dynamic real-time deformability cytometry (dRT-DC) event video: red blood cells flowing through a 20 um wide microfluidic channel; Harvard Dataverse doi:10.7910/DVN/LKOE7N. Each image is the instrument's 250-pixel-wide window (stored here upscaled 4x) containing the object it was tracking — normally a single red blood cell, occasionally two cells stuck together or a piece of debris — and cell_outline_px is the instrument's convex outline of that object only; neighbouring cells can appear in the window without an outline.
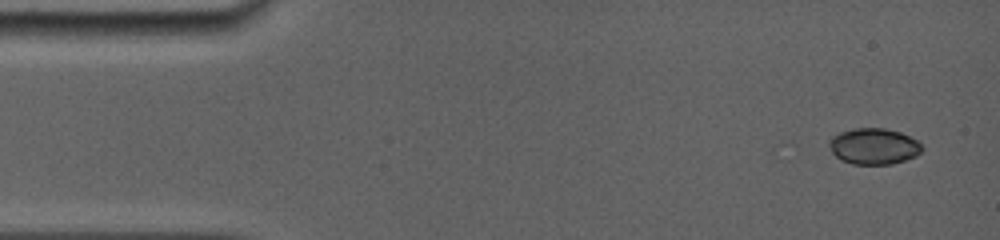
{"species": "common noctule bat (a hibernating species)", "species_latin": "Nyctalus noctula", "temperature_condition": "room temperature", "stored_images_in_passage": 22, "camera_frame_rate_fps": 5000, "um_per_image_px": 0.085, "animal": {"sex": "female", "body_mass_g": 19.0, "forearm_length_mm": 56.7}, "frame": {"image": 1, "passage_image": 1, "time_ms": 0.0, "image_size_px": [1000, 240], "cell_outline_px": [[924, 148], [916, 156], [892, 164], [852, 164], [840, 160], [832, 152], [828, 144], [828, 140], [832, 136], [840, 132], [856, 128], [884, 128], [900, 132], [916, 140]], "centroid_in_image_um": [74.25, 12.44], "position_along_channel_um": 10.8, "area_um2": 19.54}}
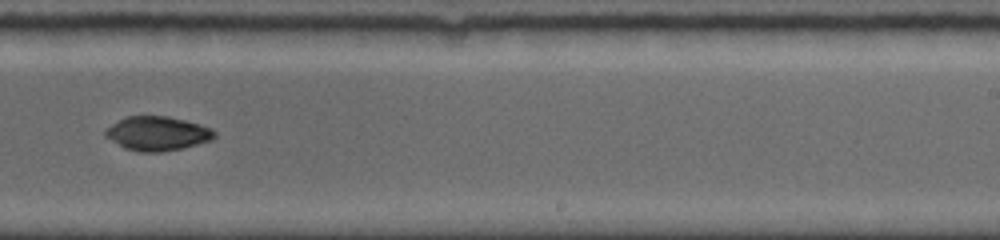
{"frame": {"image": 2, "passage_image": 13, "time_ms": 9.4, "image_size_px": [1000, 240], "cell_outline_px": [[216, 136], [212, 140], [184, 148], [160, 152], [140, 152], [124, 148], [104, 136], [104, 132], [112, 124], [128, 116], [168, 116], [200, 124], [212, 128], [216, 132]], "centroid_in_image_um": [13.41, 11.35], "position_along_channel_um": 275.6, "area_um2": 21.73}}
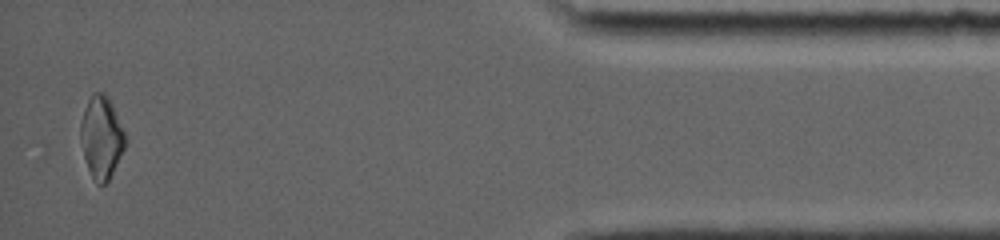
{"frame": {"image": 3, "passage_image": 22, "time_ms": 14.6, "image_size_px": [1000, 240], "cell_outline_px": [[124, 148], [108, 180], [104, 184], [96, 184], [88, 168], [84, 156], [80, 140], [80, 124], [84, 108], [92, 92], [104, 92], [112, 104], [124, 132]], "centroid_in_image_um": [8.58, 11.64], "position_along_channel_um": 426.6, "area_um2": 20.98}, "authors_computed_cell_mechanics": {"area_um2": 21.5305, "velocity_mm_per_s": 3.953, "shape_relaxation_time_tau1_ms": 4.4367, "shape_relaxation_time_tau2_ms": null, "deformation_change_tau1": 0.1059, "deformation_change_tau2": null}}